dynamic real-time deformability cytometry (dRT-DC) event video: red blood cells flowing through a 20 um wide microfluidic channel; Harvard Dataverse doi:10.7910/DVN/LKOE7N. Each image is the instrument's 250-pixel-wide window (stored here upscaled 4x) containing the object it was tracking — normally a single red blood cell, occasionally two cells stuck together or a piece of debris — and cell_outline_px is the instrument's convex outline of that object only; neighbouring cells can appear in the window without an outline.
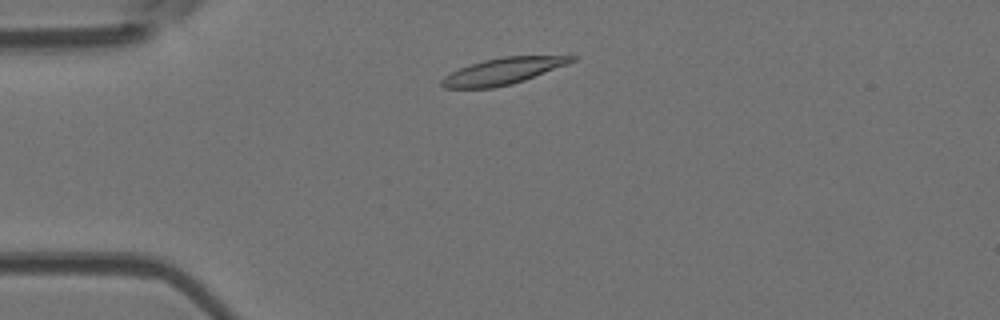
{"species": "Egyptian fruit bat (a non-hibernating species)", "species_latin": "Rousettus aegyptiacus", "temperature_condition": "room temperature", "stored_images_in_passage": 3, "camera_frame_rate_fps": 3000, "um_per_image_px": 0.085, "animal": {"sex": "female"}, "frame": {"image": 1, "passage_image": 2, "time_ms": 1.333, "image_size_px": [1000, 320], "cell_outline_px": [[580, 56], [576, 60], [568, 64], [524, 80], [512, 84], [492, 88], [444, 88], [440, 84], [440, 80], [444, 76], [460, 68], [484, 60], [504, 56]], "centroid_in_image_um": [42.75, 6.05], "position_along_channel_um": 42.3, "area_um2": 19.88}}